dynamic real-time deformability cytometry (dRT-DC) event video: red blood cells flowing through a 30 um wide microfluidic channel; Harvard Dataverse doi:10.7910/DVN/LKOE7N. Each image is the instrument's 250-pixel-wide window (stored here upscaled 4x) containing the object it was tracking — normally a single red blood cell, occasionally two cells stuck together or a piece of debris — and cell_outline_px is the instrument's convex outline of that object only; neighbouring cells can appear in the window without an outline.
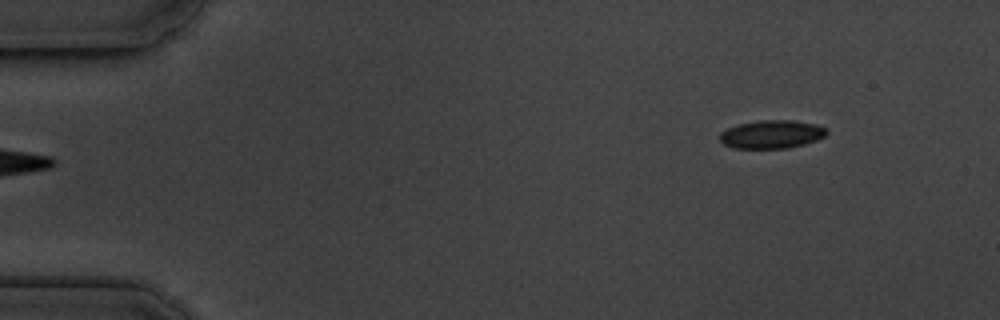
{"species": "common noctule bat (a hibernating species)", "species_latin": "Nyctalus noctula", "temperature_condition": "cold", "stored_images_in_passage": 50, "camera_frame_rate_fps": 3000, "um_per_image_px": 0.085, "animal": {"sex": "male", "body_mass_g": 19.5, "forearm_length_mm": 54.6}, "frame": {"image": 1, "passage_image": 1, "time_ms": 0.0, "image_size_px": [1000, 320], "cell_outline_px": [[828, 132], [824, 136], [816, 140], [804, 144], [788, 148], [736, 148], [724, 144], [720, 140], [720, 132], [728, 128], [740, 124], [760, 120], [792, 120], [816, 124], [828, 128]], "centroid_in_image_um": [65.62, 11.41], "position_along_channel_um": 19.4, "area_um2": 17.51}}
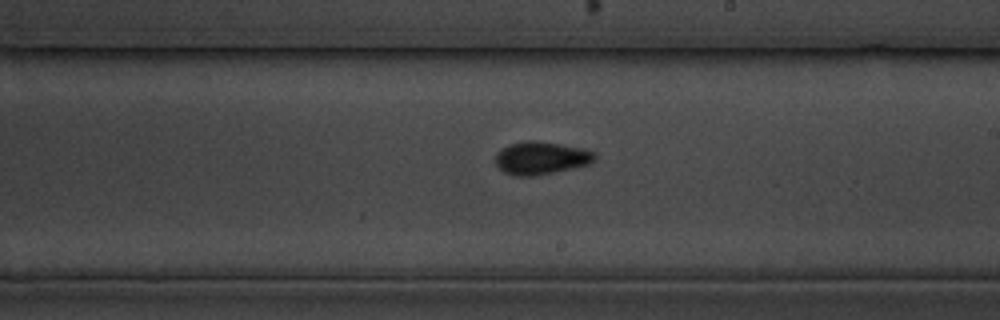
{"frame": {"image": 2, "passage_image": 27, "time_ms": 8.667, "image_size_px": [1000, 320], "cell_outline_px": [[596, 160], [588, 164], [572, 168], [532, 176], [516, 176], [504, 172], [496, 164], [496, 152], [500, 148], [508, 144], [524, 140], [536, 140], [560, 144], [596, 152]], "centroid_in_image_um": [45.95, 13.41], "position_along_channel_um": 243.0, "area_um2": 18.96}}
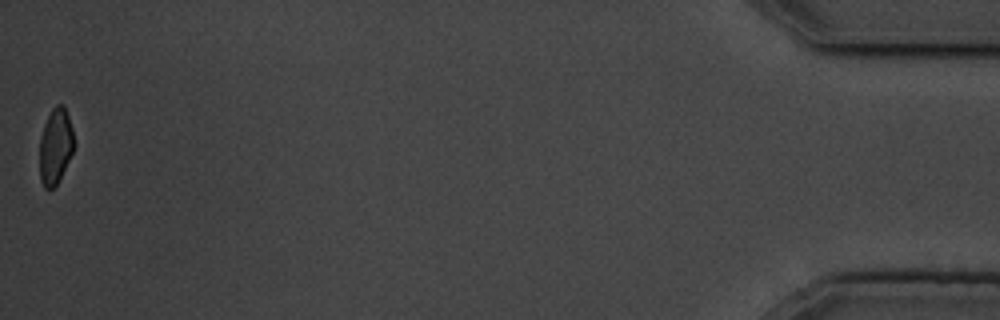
{"frame": {"image": 3, "passage_image": 50, "time_ms": 16.333, "image_size_px": [1000, 320], "cell_outline_px": [[76, 144], [56, 184], [52, 188], [44, 188], [40, 180], [40, 136], [44, 124], [52, 108], [56, 104], [64, 104], [72, 128]], "centroid_in_image_um": [4.72, 12.38], "position_along_channel_um": 430.5, "area_um2": 15.09}, "authors_computed_cell_mechanics": {"area_um2": 17.6001, "velocity_mm_per_s": 3.6446, "shape_relaxation_time_tau1_ms": 2.8294, "shape_relaxation_time_tau2_ms": 1.9143, "deformation_change_tau1": 0.0905, "deformation_change_tau2": 0.0421}}